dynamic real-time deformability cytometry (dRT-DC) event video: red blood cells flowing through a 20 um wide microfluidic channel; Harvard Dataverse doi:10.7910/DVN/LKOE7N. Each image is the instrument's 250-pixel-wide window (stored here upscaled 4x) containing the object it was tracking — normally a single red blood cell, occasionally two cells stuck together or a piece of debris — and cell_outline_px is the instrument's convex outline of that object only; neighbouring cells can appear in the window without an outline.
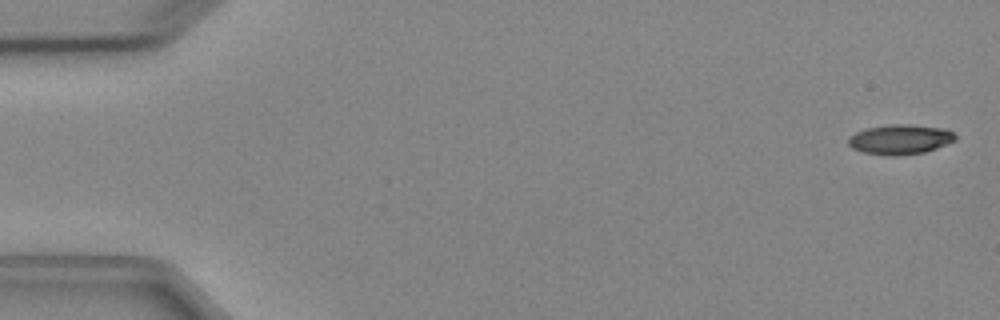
{"species": "Egyptian fruit bat (a non-hibernating species)", "species_latin": "Rousettus aegyptiacus", "temperature_condition": "cold", "stored_images_in_passage": 4, "camera_frame_rate_fps": 3000, "um_per_image_px": 0.085, "animal": {"sex": "female"}, "frame": {"image": 1, "passage_image": 1, "time_ms": 0.0, "image_size_px": [1000, 320], "cell_outline_px": [[956, 140], [936, 148], [924, 152], [864, 152], [852, 148], [848, 144], [848, 136], [864, 128], [892, 124], [908, 124], [944, 128], [952, 132], [956, 136]], "centroid_in_image_um": [76.51, 11.78], "position_along_channel_um": 8.5, "area_um2": 17.69}}
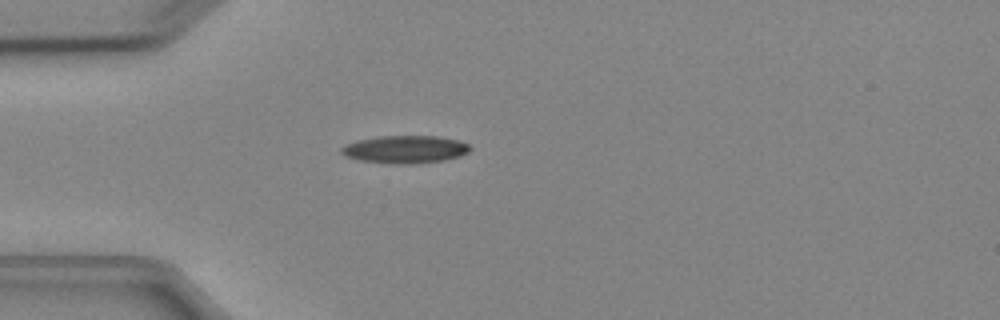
{"frame": {"image": 2, "passage_image": 4, "time_ms": 4.333, "image_size_px": [1000, 320], "cell_outline_px": [[472, 148], [468, 152], [460, 156], [444, 160], [408, 164], [396, 164], [360, 160], [348, 156], [340, 152], [340, 148], [356, 140], [376, 136], [436, 136], [456, 140], [468, 144]], "centroid_in_image_um": [34.44, 12.69], "position_along_channel_um": 50.6, "area_um2": 20.58}}